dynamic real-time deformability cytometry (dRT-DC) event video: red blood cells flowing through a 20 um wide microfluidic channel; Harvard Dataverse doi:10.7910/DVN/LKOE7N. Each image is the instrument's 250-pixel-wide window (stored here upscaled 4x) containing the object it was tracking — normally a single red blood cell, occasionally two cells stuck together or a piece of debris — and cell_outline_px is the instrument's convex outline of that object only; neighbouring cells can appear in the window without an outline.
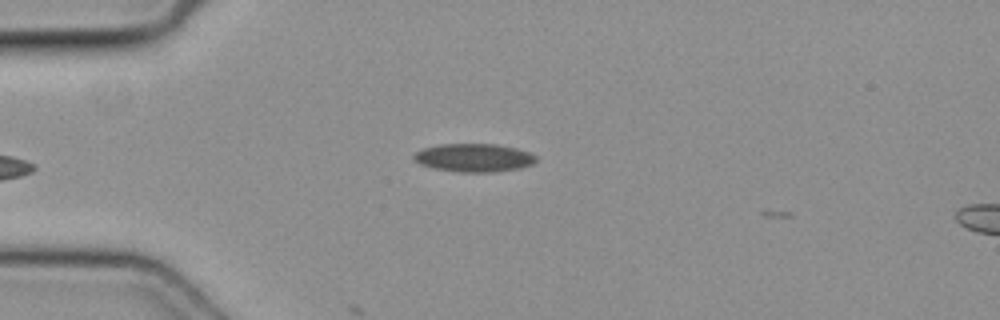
{"species": "common noctule bat (a hibernating species)", "species_latin": "Nyctalus noctula", "temperature_condition": "cold", "stored_images_in_passage": 13, "camera_frame_rate_fps": 3000, "um_per_image_px": 0.085, "animal": {"sex": "female", "body_mass_g": 19.3, "forearm_length_mm": 54.1}, "frame": {"image": 1, "passage_image": 2, "time_ms": 0.333, "image_size_px": [1000, 320], "cell_outline_px": [[536, 160], [532, 164], [520, 168], [496, 172], [460, 172], [436, 168], [420, 164], [412, 156], [416, 152], [424, 148], [440, 144], [496, 144], [516, 148], [528, 152], [536, 156]], "centroid_in_image_um": [40.3, 13.4], "position_along_channel_um": 44.7, "area_um2": 19.94}}
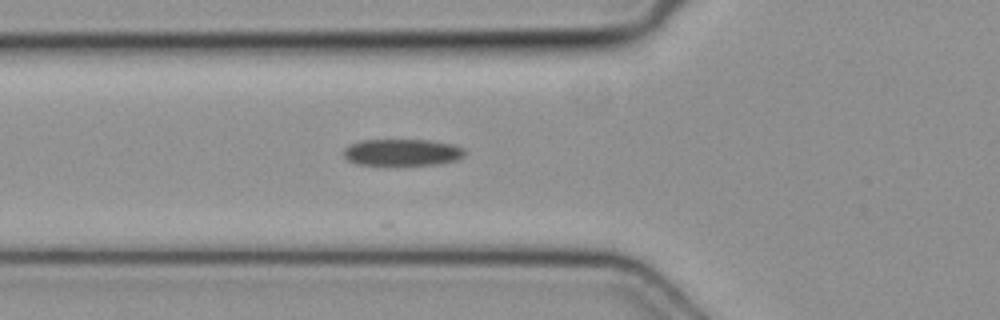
{"frame": {"image": 2, "passage_image": 7, "time_ms": 2.0, "image_size_px": [1000, 320], "cell_outline_px": [[464, 156], [456, 160], [432, 164], [356, 164], [348, 160], [344, 156], [344, 148], [348, 144], [360, 140], [428, 140], [452, 144], [464, 148]], "centroid_in_image_um": [34.15, 12.93], "position_along_channel_um": 91.7, "area_um2": 18.61}}
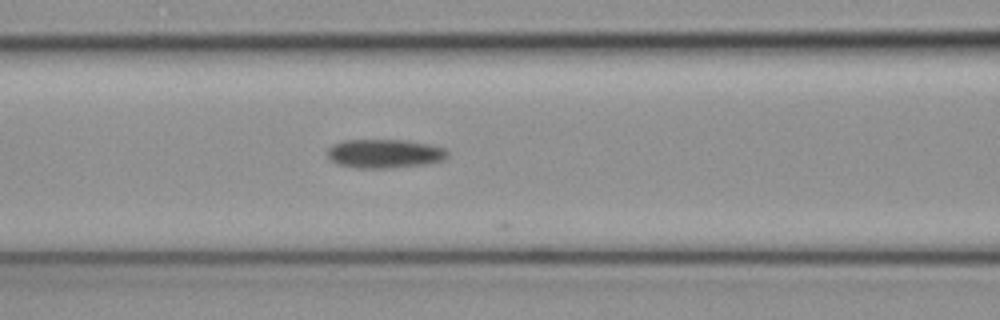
{"frame": {"image": 3, "passage_image": 10, "time_ms": 3.0, "image_size_px": [1000, 320], "cell_outline_px": [[448, 156], [444, 160], [424, 164], [392, 168], [356, 168], [336, 164], [328, 156], [328, 148], [332, 144], [344, 140], [404, 140], [432, 144], [444, 148], [448, 152]], "centroid_in_image_um": [32.7, 13.05], "position_along_channel_um": 133.9, "area_um2": 20.35}}